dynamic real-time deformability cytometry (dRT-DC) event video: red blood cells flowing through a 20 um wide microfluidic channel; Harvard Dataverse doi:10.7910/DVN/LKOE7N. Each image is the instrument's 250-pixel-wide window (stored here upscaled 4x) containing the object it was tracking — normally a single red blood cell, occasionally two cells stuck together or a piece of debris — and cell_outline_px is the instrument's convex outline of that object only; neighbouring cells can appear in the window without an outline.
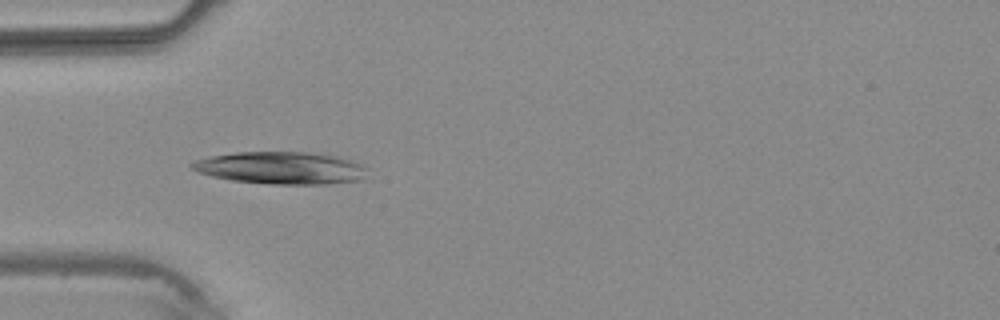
{"species": "common noctule bat (a hibernating species)", "species_latin": "Nyctalus noctula", "temperature_condition": "warm", "stored_images_in_passage": 4, "camera_frame_rate_fps": 3000, "um_per_image_px": 0.085, "animal": {"sex": "male", "body_mass_g": 20.4}, "frame": {"image": 1, "passage_image": 4, "time_ms": 3.333, "image_size_px": [1000, 320], "cell_outline_px": [[364, 180], [328, 184], [272, 184], [232, 180], [212, 176], [196, 172], [188, 164], [196, 160], [208, 156], [236, 152], [308, 152], [340, 156], [360, 164], [364, 168]], "centroid_in_image_um": [23.85, 14.27], "position_along_channel_um": 61.1, "area_um2": 33.12}}